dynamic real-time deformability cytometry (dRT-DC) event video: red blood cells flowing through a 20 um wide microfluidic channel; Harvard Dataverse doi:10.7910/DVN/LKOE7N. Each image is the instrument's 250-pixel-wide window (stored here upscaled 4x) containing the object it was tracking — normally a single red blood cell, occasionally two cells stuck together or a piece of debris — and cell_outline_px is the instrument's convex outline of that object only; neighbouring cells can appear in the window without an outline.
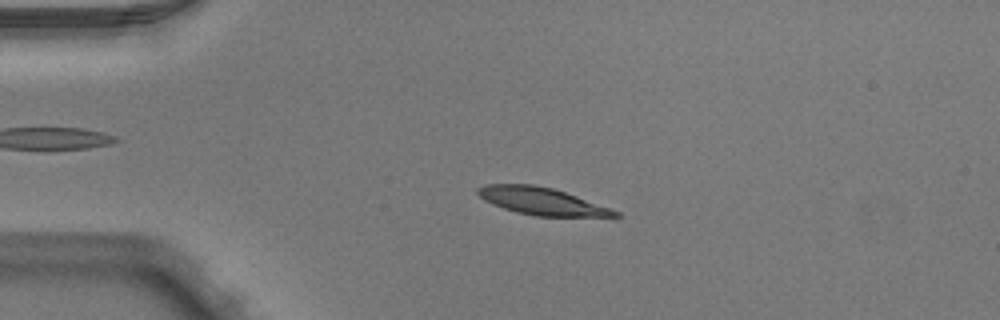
{"species": "Egyptian fruit bat (a non-hibernating species)", "species_latin": "Rousettus aegyptiacus", "temperature_condition": "warm", "stored_images_in_passage": 6, "camera_frame_rate_fps": 3000, "um_per_image_px": 0.085, "animal": {"sex": "male"}, "frame": {"image": 1, "passage_image": 3, "time_ms": 0.667, "image_size_px": [1000, 320], "cell_outline_px": [[624, 216], [536, 216], [516, 212], [492, 204], [484, 200], [476, 192], [476, 188], [484, 184], [532, 184], [552, 188], [576, 196], [620, 212]], "centroid_in_image_um": [45.99, 17.09], "position_along_channel_um": 39.0, "area_um2": 21.56}}
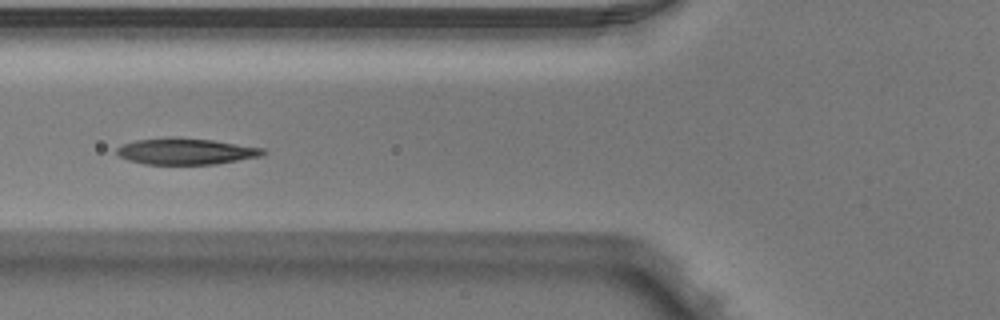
{"frame": {"image": 2, "passage_image": 5, "time_ms": 1.333, "image_size_px": [1000, 320], "cell_outline_px": [[268, 152], [260, 156], [216, 164], [144, 164], [128, 160], [120, 156], [116, 152], [116, 148], [124, 144], [136, 140], [212, 140], [264, 148]], "centroid_in_image_um": [15.85, 12.91], "position_along_channel_um": 110.0, "area_um2": 21.33}}